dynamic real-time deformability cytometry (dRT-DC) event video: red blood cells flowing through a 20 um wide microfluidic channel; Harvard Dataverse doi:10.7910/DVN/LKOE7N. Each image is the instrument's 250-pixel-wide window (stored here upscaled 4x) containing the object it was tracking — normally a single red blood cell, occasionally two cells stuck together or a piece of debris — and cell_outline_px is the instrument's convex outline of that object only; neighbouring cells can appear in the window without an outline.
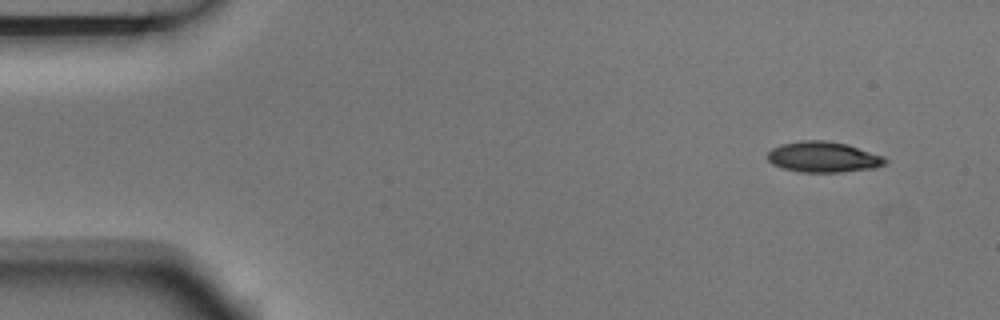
{"species": "Egyptian fruit bat (a non-hibernating species)", "species_latin": "Rousettus aegyptiacus", "temperature_condition": "room temperature", "stored_images_in_passage": 4, "camera_frame_rate_fps": 3000, "um_per_image_px": 0.085, "animal": {"sex": "male"}, "frame": {"image": 1, "passage_image": 1, "time_ms": 0.0, "image_size_px": [1000, 320], "cell_outline_px": [[888, 160], [884, 164], [876, 168], [840, 172], [800, 172], [784, 168], [772, 164], [768, 160], [768, 152], [772, 148], [780, 144], [800, 140], [824, 140], [848, 144], [884, 156]], "centroid_in_image_um": [69.99, 13.34], "position_along_channel_um": 15.0, "area_um2": 21.15}}
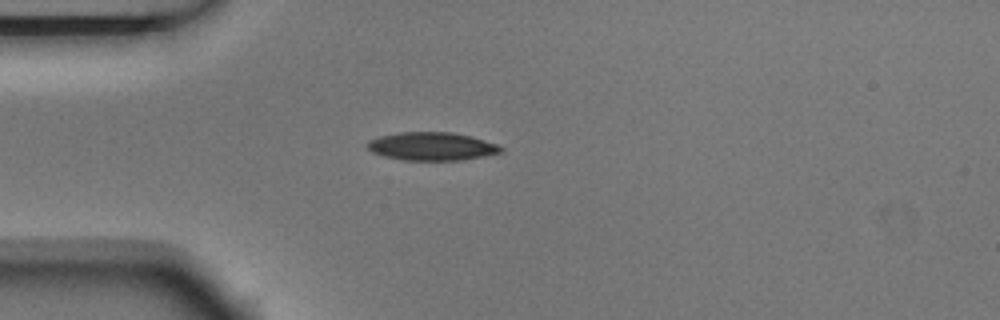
{"frame": {"image": 2, "passage_image": 4, "time_ms": 1.0, "image_size_px": [1000, 320], "cell_outline_px": [[504, 148], [500, 152], [460, 160], [404, 160], [384, 156], [372, 152], [368, 148], [368, 140], [380, 136], [400, 132], [452, 132], [472, 136], [496, 144]], "centroid_in_image_um": [36.68, 12.43], "position_along_channel_um": 48.3, "area_um2": 21.68}}